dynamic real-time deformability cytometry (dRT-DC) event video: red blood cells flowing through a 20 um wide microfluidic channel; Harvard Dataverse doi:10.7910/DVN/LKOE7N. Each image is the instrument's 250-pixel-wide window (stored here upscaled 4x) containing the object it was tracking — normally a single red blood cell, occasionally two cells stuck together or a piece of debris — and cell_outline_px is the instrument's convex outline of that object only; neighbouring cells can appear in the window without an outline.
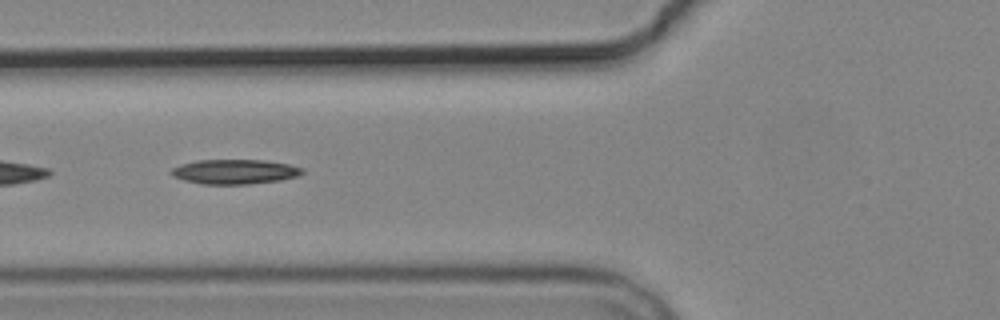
{"species": "common noctule bat (a hibernating species)", "species_latin": "Nyctalus noctula", "temperature_condition": "cold", "stored_images_in_passage": 9, "camera_frame_rate_fps": 3000, "um_per_image_px": 0.085, "animal": {"sex": "male", "body_mass_g": 19.2, "forearm_length_mm": 51.8}, "frame": {"image": 1, "passage_image": 6, "time_ms": 6.333, "image_size_px": [1000, 320], "cell_outline_px": [[304, 172], [296, 176], [280, 180], [248, 184], [200, 184], [184, 180], [172, 176], [168, 172], [172, 168], [180, 164], [196, 160], [264, 160], [288, 164], [304, 168]], "centroid_in_image_um": [19.9, 14.59], "position_along_channel_um": 105.9, "area_um2": 18.9}}
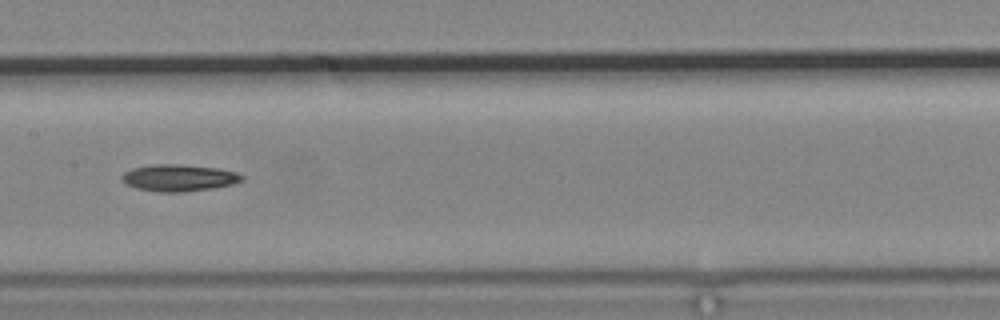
{"frame": {"image": 2, "passage_image": 8, "time_ms": 8.667, "image_size_px": [1000, 320], "cell_outline_px": [[244, 180], [232, 184], [212, 188], [184, 192], [160, 192], [136, 188], [124, 184], [120, 180], [120, 176], [124, 172], [132, 168], [152, 164], [176, 164], [216, 168], [236, 172], [244, 176]], "centroid_in_image_um": [15.15, 15.12], "position_along_channel_um": 192.2, "area_um2": 18.84}}
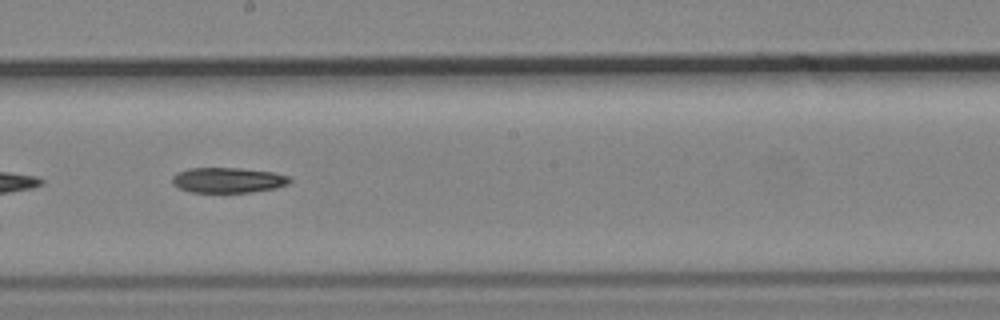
{"frame": {"image": 3, "passage_image": 9, "time_ms": 9.667, "image_size_px": [1000, 320], "cell_outline_px": [[292, 180], [288, 184], [276, 188], [248, 192], [192, 192], [180, 188], [172, 184], [172, 176], [188, 168], [240, 168], [272, 172], [288, 176]], "centroid_in_image_um": [19.38, 15.31], "position_along_channel_um": 228.8, "area_um2": 17.17}}